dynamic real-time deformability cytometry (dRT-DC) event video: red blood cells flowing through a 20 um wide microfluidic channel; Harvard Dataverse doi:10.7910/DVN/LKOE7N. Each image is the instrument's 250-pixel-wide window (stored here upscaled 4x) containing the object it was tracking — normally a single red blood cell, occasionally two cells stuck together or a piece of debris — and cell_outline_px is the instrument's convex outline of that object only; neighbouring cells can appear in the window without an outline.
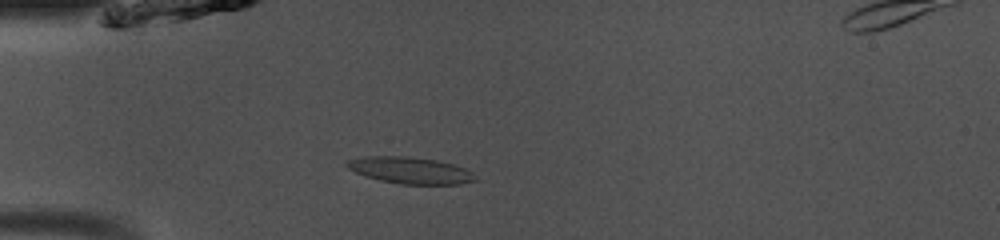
{"species": "common noctule bat (a hibernating species)", "species_latin": "Nyctalus noctula", "temperature_condition": "room temperature", "stored_images_in_passage": 40, "camera_frame_rate_fps": 3000, "um_per_image_px": 0.085, "animal": {"sex": "male", "body_mass_g": 13.0, "forearm_length_mm": 53.1}, "frame": {"image": 1, "passage_image": 5, "time_ms": 1.333, "image_size_px": [1000, 240], "cell_outline_px": [[476, 180], [456, 184], [400, 184], [380, 180], [356, 172], [348, 168], [344, 164], [348, 160], [364, 156], [408, 156], [436, 160], [452, 164], [464, 168], [472, 172], [476, 176]], "centroid_in_image_um": [34.86, 14.47], "position_along_channel_um": 50.1, "area_um2": 19.71}}
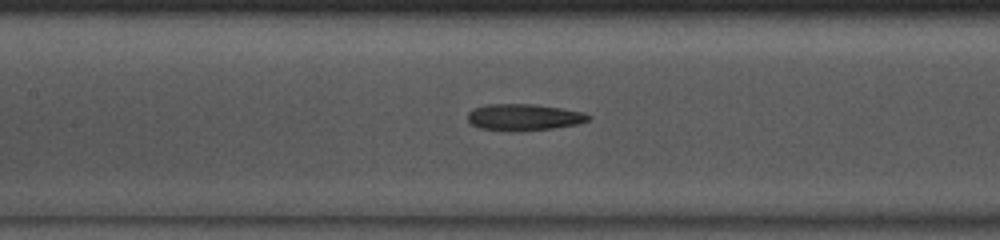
{"frame": {"image": 2, "passage_image": 14, "time_ms": 4.333, "image_size_px": [1000, 240], "cell_outline_px": [[592, 116], [588, 120], [576, 124], [552, 128], [516, 132], [480, 128], [472, 124], [468, 120], [468, 112], [472, 108], [488, 104], [536, 104], [584, 112]], "centroid_in_image_um": [44.51, 9.96], "position_along_channel_um": 162.9, "area_um2": 18.73}}
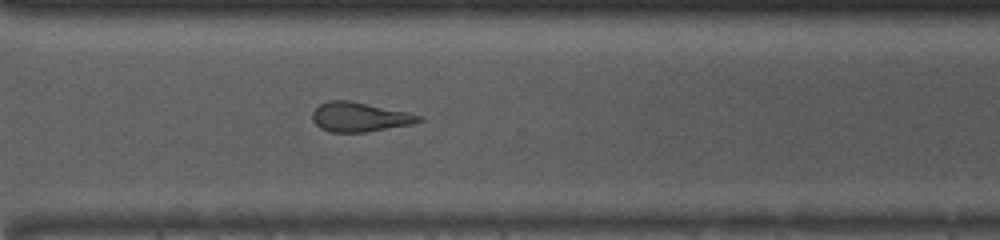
{"frame": {"image": 3, "passage_image": 27, "time_ms": 8.667, "image_size_px": [1000, 240], "cell_outline_px": [[424, 120], [412, 124], [364, 132], [328, 132], [320, 128], [312, 120], [312, 112], [320, 104], [328, 100], [348, 100], [408, 112], [420, 116]], "centroid_in_image_um": [30.53, 9.94], "position_along_channel_um": 340.1, "area_um2": 18.15}, "authors_computed_cell_mechanics": {"area_um2": 18.5249, "velocity_mm_per_s": 4.103, "shape_relaxation_time_tau1_ms": 5.7456, "shape_relaxation_time_tau2_ms": 3.007, "deformation_change_tau1": 0.1818, "deformation_change_tau2": 0.1206}}